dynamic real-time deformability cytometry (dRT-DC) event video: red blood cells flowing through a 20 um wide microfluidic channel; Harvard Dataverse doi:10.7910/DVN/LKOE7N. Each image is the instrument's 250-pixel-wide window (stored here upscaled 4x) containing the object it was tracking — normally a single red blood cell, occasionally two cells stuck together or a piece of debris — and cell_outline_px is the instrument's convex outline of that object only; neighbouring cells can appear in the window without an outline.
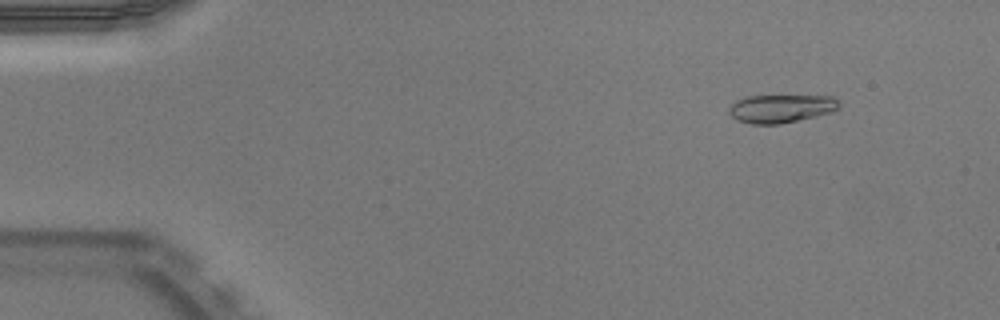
{"species": "Egyptian fruit bat (a non-hibernating species)", "species_latin": "Rousettus aegyptiacus", "temperature_condition": "warm", "stored_images_in_passage": 51, "camera_frame_rate_fps": 3000, "um_per_image_px": 0.085, "animal": {"sex": "male"}, "frame": {"image": 1, "passage_image": 6, "time_ms": 1.667, "image_size_px": [1000, 320], "cell_outline_px": [[840, 108], [832, 112], [816, 116], [780, 124], [752, 124], [736, 120], [728, 112], [728, 108], [736, 100], [748, 96], [832, 96], [840, 104]], "centroid_in_image_um": [66.38, 9.23], "position_along_channel_um": 18.6, "area_um2": 18.09}}
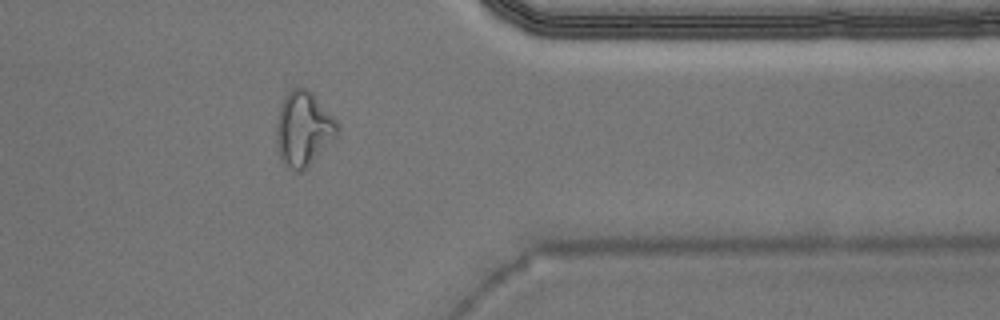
{"frame": {"image": 2, "passage_image": 42, "time_ms": 13.667, "image_size_px": [1000, 320], "cell_outline_px": [[336, 136], [300, 172], [292, 172], [280, 160], [276, 144], [276, 124], [280, 108], [288, 92], [292, 88], [304, 88], [336, 120]], "centroid_in_image_um": [25.71, 11.0], "position_along_channel_um": 385.7, "area_um2": 25.37}}
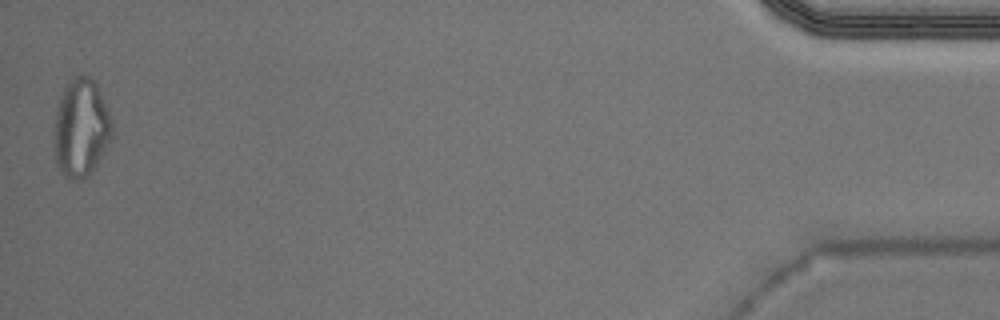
{"frame": {"image": 3, "passage_image": 51, "time_ms": 16.667, "image_size_px": [1000, 320], "cell_outline_px": [[112, 136], [104, 152], [96, 164], [80, 180], [76, 180], [64, 176], [56, 160], [56, 108], [60, 96], [64, 88], [76, 76], [88, 76], [96, 84], [112, 120]], "centroid_in_image_um": [6.91, 10.86], "position_along_channel_um": 428.3, "area_um2": 31.96}, "authors_computed_cell_mechanics": {"area_um2": 18.4382, "velocity_mm_per_s": 3.9858, "shape_relaxation_time_tau1_ms": null, "shape_relaxation_time_tau2_ms": 1.899, "deformation_change_tau1": null, "deformation_change_tau2": 0.098}}